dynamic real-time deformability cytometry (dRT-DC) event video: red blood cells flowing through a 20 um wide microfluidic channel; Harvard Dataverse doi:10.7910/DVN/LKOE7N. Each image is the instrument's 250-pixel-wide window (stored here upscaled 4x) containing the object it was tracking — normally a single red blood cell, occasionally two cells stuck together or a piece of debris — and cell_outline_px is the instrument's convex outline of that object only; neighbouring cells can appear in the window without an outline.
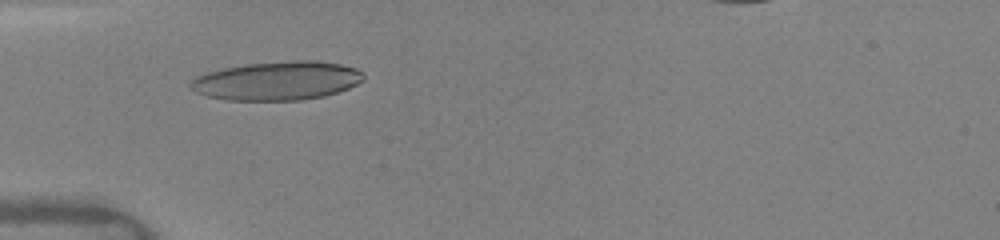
{"species": "human", "species_latin": "Homo sapiens", "temperature_condition": "warm", "stored_images_in_passage": 21, "camera_frame_rate_fps": 3000, "um_per_image_px": 0.085, "donor": {"sex": "female"}, "frame": {"image": 1, "passage_image": 20, "time_ms": 5.0, "image_size_px": [1000, 240], "cell_outline_px": [[364, 80], [348, 88], [324, 96], [300, 100], [228, 100], [208, 96], [196, 92], [192, 88], [192, 80], [196, 76], [204, 72], [244, 64], [292, 60], [316, 60], [340, 64], [356, 68], [364, 72]], "centroid_in_image_um": [23.58, 6.85], "position_along_channel_um": 61.4, "area_um2": 39.07}}